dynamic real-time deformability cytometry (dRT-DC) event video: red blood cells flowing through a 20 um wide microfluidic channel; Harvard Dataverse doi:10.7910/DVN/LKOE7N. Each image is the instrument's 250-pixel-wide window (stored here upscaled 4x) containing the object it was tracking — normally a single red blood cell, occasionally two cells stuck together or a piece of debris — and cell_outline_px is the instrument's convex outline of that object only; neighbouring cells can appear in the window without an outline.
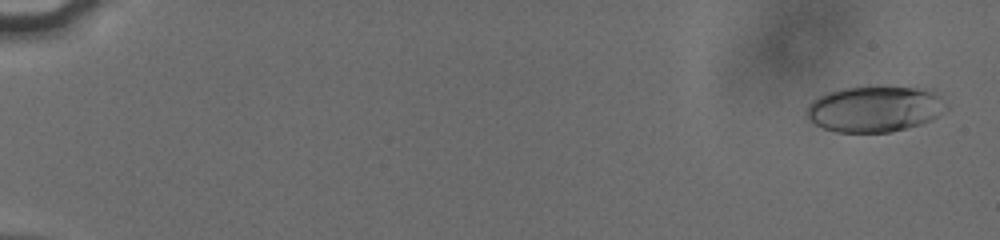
{"species": "human", "species_latin": "Homo sapiens", "temperature_condition": "cold", "stored_images_in_passage": 51, "camera_frame_rate_fps": 3000, "um_per_image_px": 0.085, "donor": {"sex": "male"}, "frame": {"image": 1, "passage_image": 2, "time_ms": 0.333, "image_size_px": [1000, 240], "cell_outline_px": [[948, 108], [940, 116], [932, 120], [920, 124], [892, 132], [836, 132], [824, 128], [808, 120], [804, 116], [804, 112], [808, 104], [812, 100], [828, 92], [844, 88], [868, 84], [932, 88], [948, 104]], "centroid_in_image_um": [74.39, 9.21], "position_along_channel_um": 10.6, "area_um2": 38.84}}
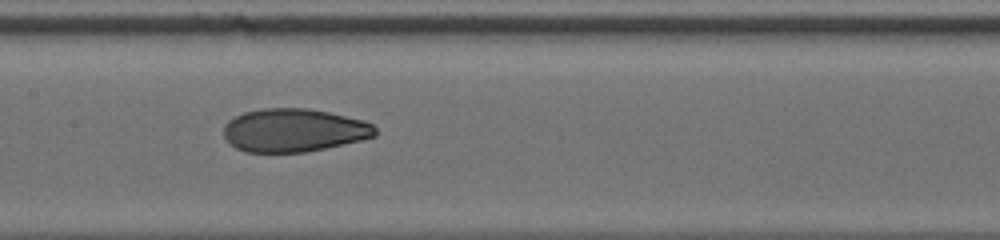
{"frame": {"image": 2, "passage_image": 30, "time_ms": 9.667, "image_size_px": [1000, 240], "cell_outline_px": [[376, 136], [360, 140], [324, 148], [304, 152], [244, 152], [236, 148], [224, 136], [224, 124], [228, 120], [244, 112], [264, 108], [308, 108], [328, 112], [364, 120], [372, 124], [376, 128]], "centroid_in_image_um": [24.97, 11.06], "position_along_channel_um": 182.4, "area_um2": 38.03}}
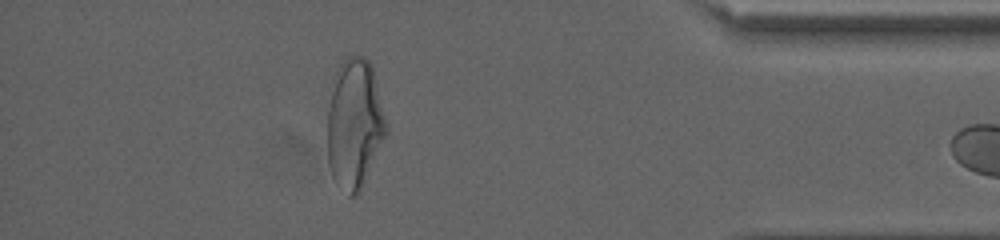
{"frame": {"image": 3, "passage_image": 50, "time_ms": 16.333, "image_size_px": [1000, 240], "cell_outline_px": [[388, 132], [360, 192], [352, 196], [348, 196], [336, 184], [332, 176], [328, 164], [328, 112], [336, 72], [340, 64], [348, 56], [364, 56], [368, 60], [372, 68], [388, 128]], "centroid_in_image_um": [30.14, 10.58], "position_along_channel_um": 405.1, "area_um2": 44.16}}